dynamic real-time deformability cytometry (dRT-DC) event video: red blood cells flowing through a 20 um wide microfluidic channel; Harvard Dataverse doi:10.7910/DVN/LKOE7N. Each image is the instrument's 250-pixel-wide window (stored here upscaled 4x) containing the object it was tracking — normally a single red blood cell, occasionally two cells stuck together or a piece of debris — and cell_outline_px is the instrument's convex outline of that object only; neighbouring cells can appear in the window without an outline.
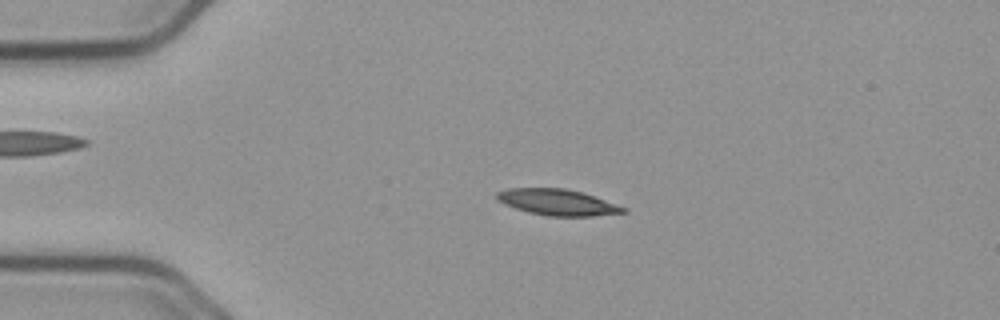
{"species": "common noctule bat (a hibernating species)", "species_latin": "Nyctalus noctula", "temperature_condition": "cold", "stored_images_in_passage": 55, "camera_frame_rate_fps": 3000, "um_per_image_px": 0.085, "animal": {"sex": "male", "body_mass_g": 23.1, "forearm_length_mm": 52.7}, "frame": {"image": 1, "passage_image": 12, "time_ms": 3.667, "image_size_px": [1000, 320], "cell_outline_px": [[628, 212], [592, 216], [548, 216], [528, 212], [504, 204], [496, 200], [496, 192], [508, 188], [564, 188], [584, 192], [628, 208]], "centroid_in_image_um": [47.4, 17.19], "position_along_channel_um": 37.6, "area_um2": 19.42}}
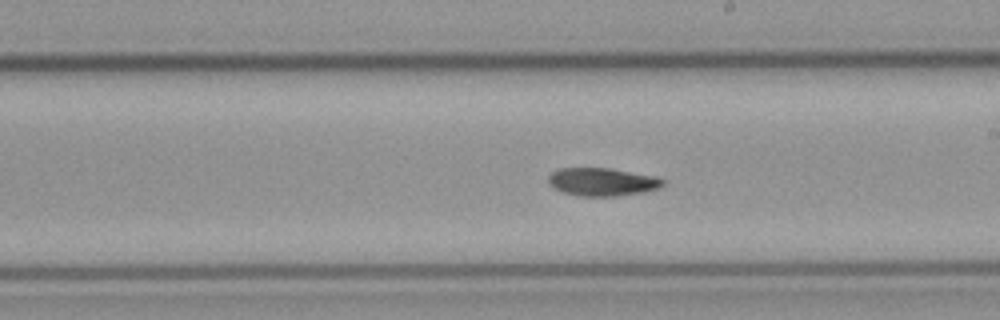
{"frame": {"image": 2, "passage_image": 31, "time_ms": 10.0, "image_size_px": [1000, 320], "cell_outline_px": [[664, 184], [660, 188], [644, 192], [616, 196], [580, 196], [560, 192], [552, 188], [548, 184], [548, 176], [552, 172], [560, 168], [608, 168], [656, 176], [664, 180]], "centroid_in_image_um": [51.16, 15.47], "position_along_channel_um": 237.8, "area_um2": 18.9}}
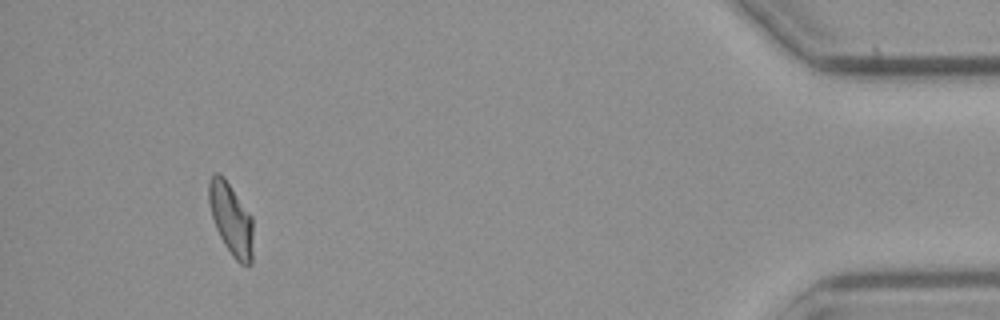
{"frame": {"image": 3, "passage_image": 51, "time_ms": 16.667, "image_size_px": [1000, 320], "cell_outline_px": [[252, 264], [240, 264], [232, 256], [224, 244], [216, 228], [212, 216], [208, 200], [208, 180], [216, 172], [224, 176], [252, 216]], "centroid_in_image_um": [19.63, 18.6], "position_along_channel_um": 415.6, "area_um2": 18.55}, "authors_computed_cell_mechanics": {"area_um2": 18.6694, "velocity_mm_per_s": 3.7278, "shape_relaxation_time_tau1_ms": 8.2173, "shape_relaxation_time_tau2_ms": null, "deformation_change_tau1": 0.1926, "deformation_change_tau2": null}}